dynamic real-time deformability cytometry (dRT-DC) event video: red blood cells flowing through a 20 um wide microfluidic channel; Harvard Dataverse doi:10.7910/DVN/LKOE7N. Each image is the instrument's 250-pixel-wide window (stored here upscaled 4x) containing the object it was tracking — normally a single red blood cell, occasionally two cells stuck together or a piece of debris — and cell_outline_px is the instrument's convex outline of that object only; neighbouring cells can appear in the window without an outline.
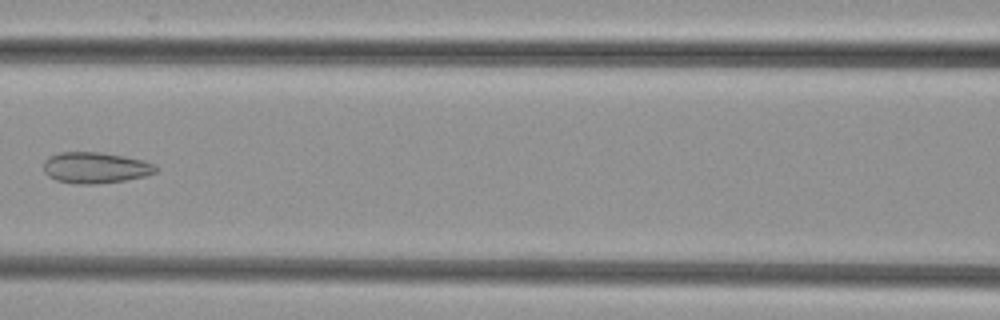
{"species": "common noctule bat (a hibernating species)", "species_latin": "Nyctalus noctula", "temperature_condition": "cold", "stored_images_in_passage": 7, "camera_frame_rate_fps": 3000, "um_per_image_px": 0.085, "animal": {"sex": "female", "body_mass_g": 29.2, "forearm_length_mm": 56.3}, "frame": {"image": 1, "passage_image": 6, "time_ms": 1.667, "image_size_px": [1000, 320], "cell_outline_px": [[160, 168], [156, 172], [144, 176], [124, 180], [96, 184], [76, 184], [56, 180], [48, 176], [44, 172], [44, 160], [48, 156], [60, 152], [100, 152], [124, 156], [144, 160], [156, 164]], "centroid_in_image_um": [8.12, 14.25], "position_along_channel_um": 158.5, "area_um2": 20.52}}